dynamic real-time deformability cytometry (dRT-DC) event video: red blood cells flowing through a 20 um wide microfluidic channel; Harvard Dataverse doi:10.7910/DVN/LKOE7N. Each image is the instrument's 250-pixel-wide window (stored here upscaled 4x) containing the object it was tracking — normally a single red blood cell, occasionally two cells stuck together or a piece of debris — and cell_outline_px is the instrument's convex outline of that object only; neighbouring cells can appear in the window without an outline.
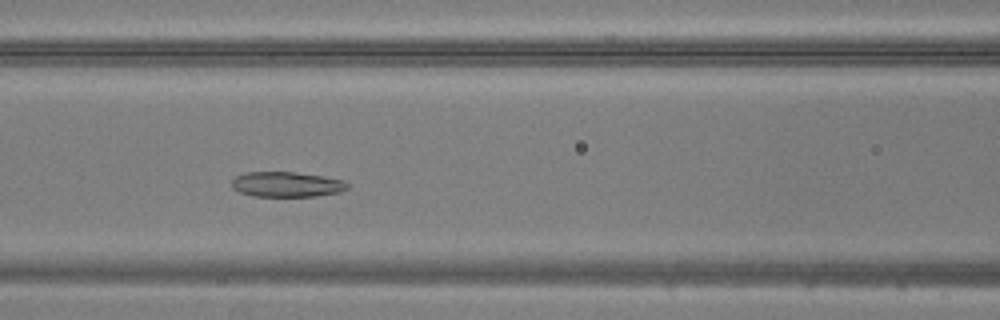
{"species": "common noctule bat (a hibernating species)", "species_latin": "Nyctalus noctula", "temperature_condition": "warm", "stored_images_in_passage": 45, "camera_frame_rate_fps": 3000, "um_per_image_px": 0.085, "animal": {"sex": "male", "body_mass_g": 20.5, "forearm_length_mm": 52.5}, "frame": {"image": 1, "passage_image": 17, "time_ms": 5.333, "image_size_px": [1000, 320], "cell_outline_px": [[348, 188], [340, 192], [316, 196], [256, 196], [240, 192], [232, 188], [232, 180], [236, 176], [244, 172], [296, 172], [344, 180], [348, 184]], "centroid_in_image_um": [24.36, 15.67], "position_along_channel_um": 142.2, "area_um2": 16.88}}
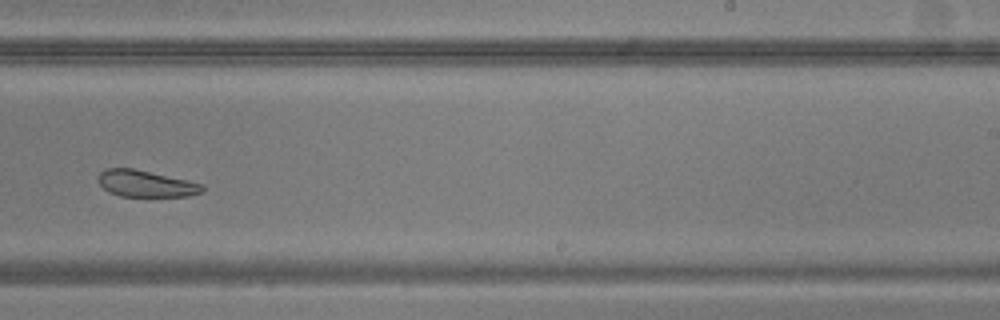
{"frame": {"image": 2, "passage_image": 27, "time_ms": 8.667, "image_size_px": [1000, 320], "cell_outline_px": [[204, 192], [188, 196], [120, 196], [108, 192], [96, 180], [96, 176], [104, 168], [132, 168], [204, 184]], "centroid_in_image_um": [12.36, 15.61], "position_along_channel_um": 276.6, "area_um2": 16.18}}
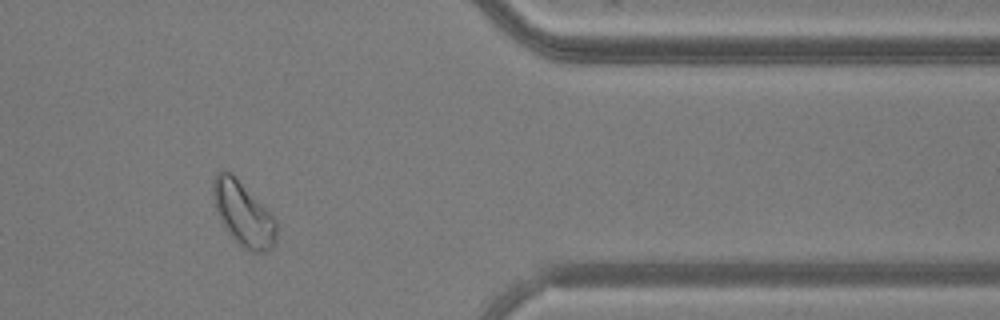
{"frame": {"image": 3, "passage_image": 37, "time_ms": 12.0, "image_size_px": [1000, 320], "cell_outline_px": [[276, 240], [272, 248], [264, 252], [252, 252], [244, 248], [228, 232], [220, 220], [216, 208], [212, 192], [212, 180], [216, 172], [224, 168], [232, 172], [276, 220]], "centroid_in_image_um": [20.65, 18.13], "position_along_channel_um": 390.8, "area_um2": 23.52}}